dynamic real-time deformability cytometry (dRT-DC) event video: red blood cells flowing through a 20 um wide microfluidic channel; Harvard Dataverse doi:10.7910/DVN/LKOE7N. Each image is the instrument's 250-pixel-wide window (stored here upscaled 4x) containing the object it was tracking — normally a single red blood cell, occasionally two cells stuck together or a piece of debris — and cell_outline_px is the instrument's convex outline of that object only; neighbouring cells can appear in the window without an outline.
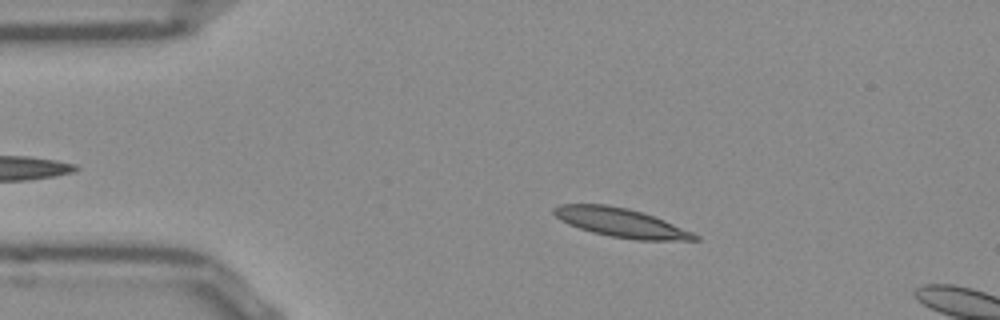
{"species": "Egyptian fruit bat (a non-hibernating species)", "species_latin": "Rousettus aegyptiacus", "temperature_condition": "room temperature", "stored_images_in_passage": 8, "camera_frame_rate_fps": 3000, "um_per_image_px": 0.085, "frame": {"image": 1, "passage_image": 4, "time_ms": 1.0, "image_size_px": [1000, 320], "cell_outline_px": [[700, 240], [636, 240], [612, 236], [592, 232], [568, 224], [560, 220], [552, 212], [552, 208], [560, 204], [608, 204], [628, 208], [664, 220], [692, 232], [700, 236]], "centroid_in_image_um": [52.76, 18.92], "position_along_channel_um": 32.2, "area_um2": 23.58}}